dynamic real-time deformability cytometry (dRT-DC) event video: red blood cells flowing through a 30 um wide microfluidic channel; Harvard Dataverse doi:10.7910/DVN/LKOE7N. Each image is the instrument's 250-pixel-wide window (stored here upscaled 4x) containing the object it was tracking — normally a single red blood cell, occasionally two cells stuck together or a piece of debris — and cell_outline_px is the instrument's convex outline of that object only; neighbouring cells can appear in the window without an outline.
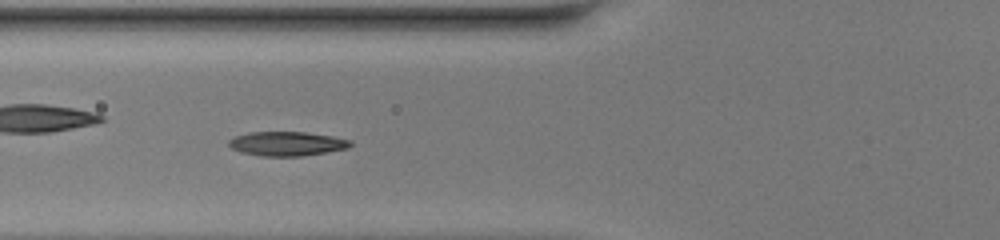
{"species": "common noctule bat (a hibernating species)", "species_latin": "Nyctalus noctula", "temperature_condition": "warm", "stored_images_in_passage": 43, "camera_frame_rate_fps": 3000, "um_per_image_px": 0.085, "animal": {"sex": "female", "body_mass_g": 20.0, "forearm_length_mm": 54.0}, "frame": {"image": 1, "passage_image": 14, "time_ms": 4.333, "image_size_px": [1000, 240], "cell_outline_px": [[352, 144], [348, 148], [328, 152], [300, 156], [260, 156], [240, 152], [232, 148], [228, 144], [228, 140], [236, 136], [248, 132], [304, 132], [332, 136], [352, 140]], "centroid_in_image_um": [24.39, 12.21], "position_along_channel_um": 101.4, "area_um2": 17.22}}
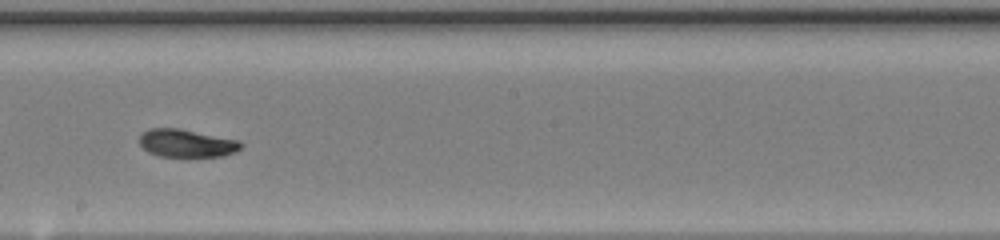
{"frame": {"image": 2, "passage_image": 23, "time_ms": 7.333, "image_size_px": [1000, 240], "cell_outline_px": [[244, 144], [236, 152], [224, 156], [156, 156], [148, 152], [140, 144], [140, 136], [148, 128], [180, 128], [240, 140]], "centroid_in_image_um": [15.89, 12.17], "position_along_channel_um": 232.3, "area_um2": 16.59}}
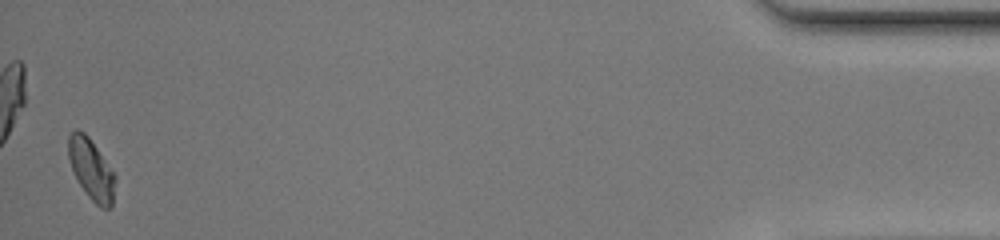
{"frame": {"image": 3, "passage_image": 42, "time_ms": 13.667, "image_size_px": [1000, 240], "cell_outline_px": [[116, 180], [112, 208], [100, 208], [88, 196], [80, 184], [72, 168], [68, 156], [68, 136], [76, 128], [84, 132], [88, 136], [116, 176]], "centroid_in_image_um": [7.77, 14.4], "position_along_channel_um": 427.4, "area_um2": 16.42}, "authors_computed_cell_mechanics": {"area_um2": 16.7042, "velocity_mm_per_s": 4.3814, "shape_relaxation_time_tau1_ms": 3.1085, "shape_relaxation_time_tau2_ms": 1.5362, "deformation_change_tau1": 0.1431, "deformation_change_tau2": 0.0455}}